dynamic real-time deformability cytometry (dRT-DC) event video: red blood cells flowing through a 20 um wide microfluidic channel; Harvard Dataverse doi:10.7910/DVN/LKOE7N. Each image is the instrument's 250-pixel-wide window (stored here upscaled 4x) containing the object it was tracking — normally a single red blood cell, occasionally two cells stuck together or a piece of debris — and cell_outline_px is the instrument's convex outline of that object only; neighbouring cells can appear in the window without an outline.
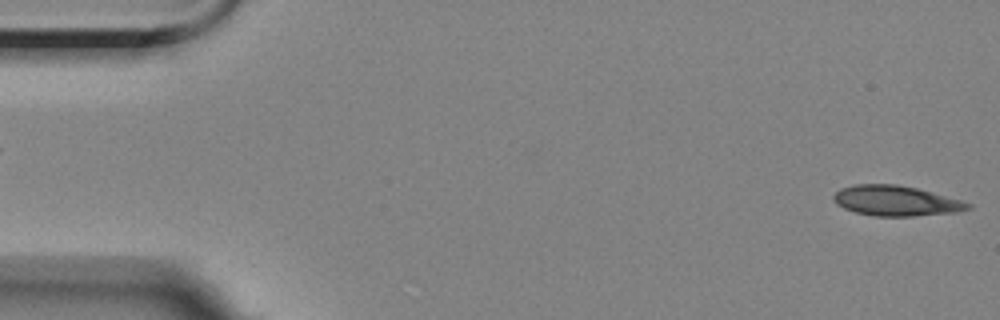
{"species": "Egyptian fruit bat (a non-hibernating species)", "species_latin": "Rousettus aegyptiacus", "temperature_condition": "room temperature", "stored_images_in_passage": 4, "segment_of_instrument_passage": [2, 2], "camera_frame_rate_fps": 3000, "um_per_image_px": 0.085, "animal": {"sex": "female"}, "frame": {"image": 1, "passage_image": 4, "time_ms": 3.667, "image_size_px": [1000, 320], "cell_outline_px": [[972, 208], [956, 212], [912, 216], [876, 216], [856, 212], [844, 208], [836, 204], [832, 200], [832, 196], [840, 188], [852, 184], [896, 184], [916, 188], [932, 192], [960, 200], [972, 204]], "centroid_in_image_um": [76.12, 17.06], "position_along_channel_um": 8.9, "area_um2": 23.64}}